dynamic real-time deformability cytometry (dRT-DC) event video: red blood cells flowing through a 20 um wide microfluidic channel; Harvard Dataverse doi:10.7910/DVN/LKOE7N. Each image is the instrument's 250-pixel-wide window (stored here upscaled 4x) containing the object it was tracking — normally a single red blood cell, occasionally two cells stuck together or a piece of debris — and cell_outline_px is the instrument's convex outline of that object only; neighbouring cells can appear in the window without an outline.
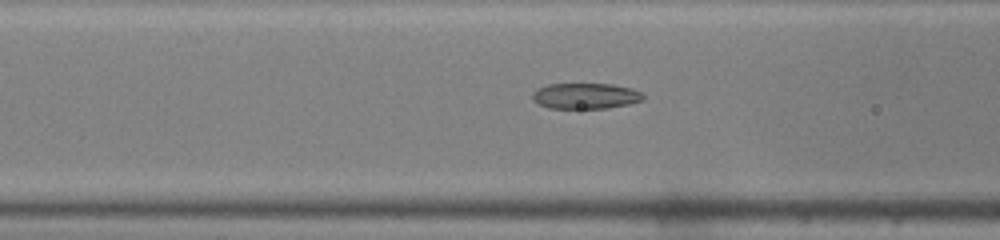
{"species": "common noctule bat (a hibernating species)", "species_latin": "Nyctalus noctula", "temperature_condition": "warm", "stored_images_in_passage": 12, "camera_frame_rate_fps": 3000, "um_per_image_px": 0.085, "animal": {"sex": "male", "body_mass_g": 19.0, "forearm_length_mm": 50.8}, "frame": {"image": 1, "passage_image": 10, "time_ms": 3.0, "image_size_px": [1000, 240], "cell_outline_px": [[644, 100], [628, 104], [608, 108], [548, 108], [532, 100], [532, 92], [536, 88], [548, 84], [612, 84], [632, 88], [640, 92], [644, 96]], "centroid_in_image_um": [49.75, 8.15], "position_along_channel_um": 116.9, "area_um2": 16.7}}